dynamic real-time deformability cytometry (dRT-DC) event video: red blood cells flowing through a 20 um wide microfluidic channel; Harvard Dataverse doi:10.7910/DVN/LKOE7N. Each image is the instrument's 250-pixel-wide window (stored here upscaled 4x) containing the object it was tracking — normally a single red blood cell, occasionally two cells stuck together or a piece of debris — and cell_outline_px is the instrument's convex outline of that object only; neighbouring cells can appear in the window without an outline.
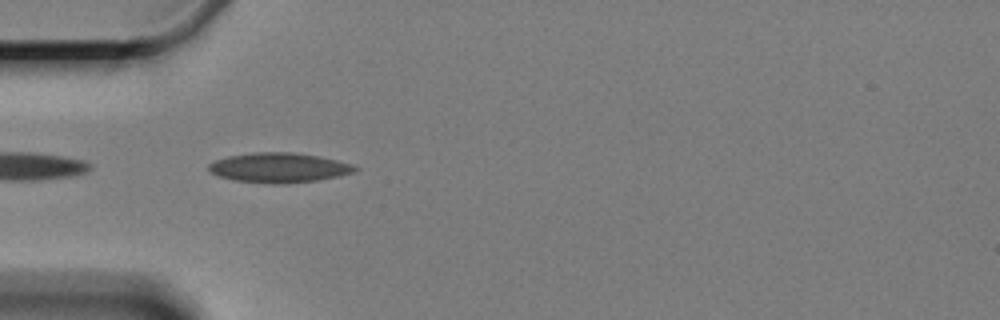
{"species": "Egyptian fruit bat (a non-hibernating species)", "species_latin": "Rousettus aegyptiacus", "temperature_condition": "cold", "stored_images_in_passage": 5, "camera_frame_rate_fps": 3000, "um_per_image_px": 0.085, "animal": {"sex": "female"}, "frame": {"image": 1, "passage_image": 3, "time_ms": 3.0, "image_size_px": [1000, 320], "cell_outline_px": [[360, 168], [352, 172], [336, 176], [316, 180], [276, 184], [232, 180], [216, 176], [208, 168], [208, 164], [216, 160], [228, 156], [252, 152], [292, 152], [320, 156], [352, 164]], "centroid_in_image_um": [23.67, 14.24], "position_along_channel_um": 61.3, "area_um2": 25.2}}
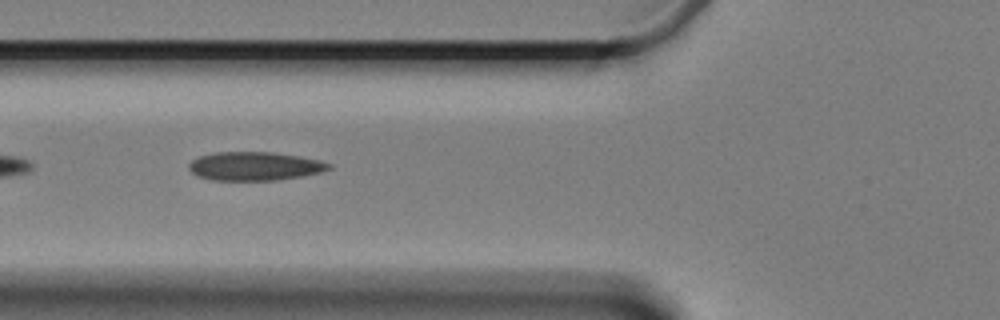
{"frame": {"image": 2, "passage_image": 4, "time_ms": 4.333, "image_size_px": [1000, 320], "cell_outline_px": [[332, 168], [320, 172], [304, 176], [276, 180], [212, 180], [196, 176], [188, 168], [188, 164], [192, 160], [200, 156], [216, 152], [272, 152], [320, 160], [332, 164]], "centroid_in_image_um": [21.64, 14.13], "position_along_channel_um": 104.2, "area_um2": 23.35}}
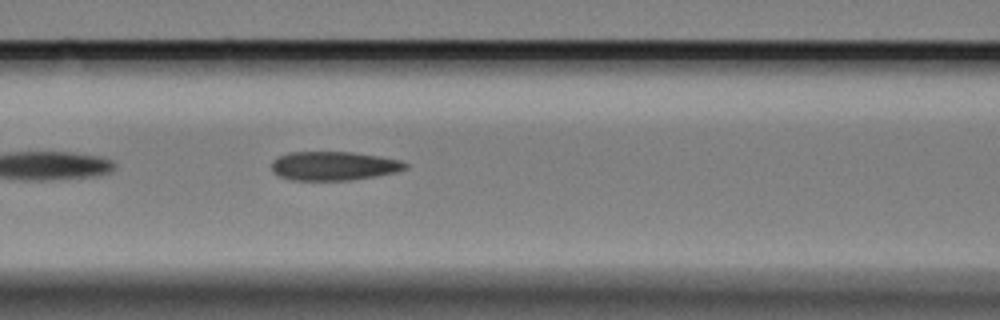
{"frame": {"image": 3, "passage_image": 5, "time_ms": 5.333, "image_size_px": [1000, 320], "cell_outline_px": [[408, 168], [396, 172], [352, 180], [292, 180], [280, 176], [272, 172], [272, 160], [288, 152], [352, 152], [380, 156], [400, 160], [408, 164]], "centroid_in_image_um": [28.37, 14.1], "position_along_channel_um": 138.2, "area_um2": 22.54}}